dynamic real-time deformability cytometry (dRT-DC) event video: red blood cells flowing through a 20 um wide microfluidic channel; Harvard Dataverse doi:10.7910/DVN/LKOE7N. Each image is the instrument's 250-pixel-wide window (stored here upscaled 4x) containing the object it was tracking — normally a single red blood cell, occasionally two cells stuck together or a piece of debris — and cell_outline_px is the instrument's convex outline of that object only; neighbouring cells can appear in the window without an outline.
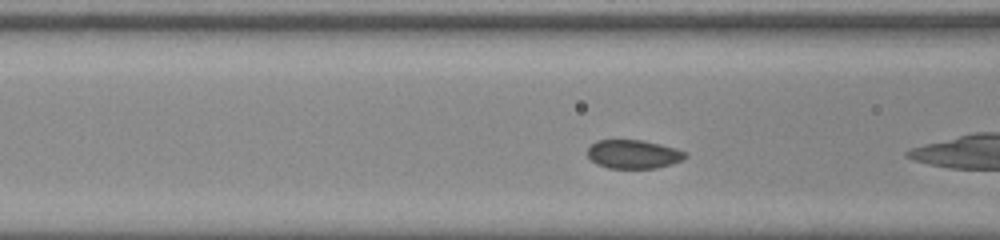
{"species": "common noctule bat (a hibernating species)", "species_latin": "Nyctalus noctula", "temperature_condition": "room temperature", "stored_images_in_passage": 31, "camera_frame_rate_fps": 3000, "um_per_image_px": 0.085, "animal": {"sex": "male", "body_mass_g": 20.0, "forearm_length_mm": 53.3}, "frame": {"image": 1, "passage_image": 5, "time_ms": 1.333, "image_size_px": [1000, 240], "cell_outline_px": [[688, 156], [672, 164], [656, 168], [608, 168], [596, 164], [588, 156], [588, 148], [596, 140], [644, 140], [676, 148], [688, 152]], "centroid_in_image_um": [53.86, 13.1], "position_along_channel_um": 112.7, "area_um2": 16.42}}
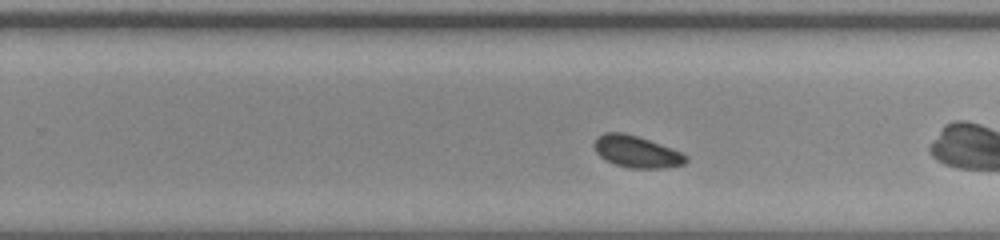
{"frame": {"image": 2, "passage_image": 18, "time_ms": 5.667, "image_size_px": [1000, 240], "cell_outline_px": [[688, 160], [684, 164], [668, 168], [628, 168], [604, 160], [596, 152], [592, 144], [604, 132], [624, 132], [660, 144], [680, 152], [688, 156]], "centroid_in_image_um": [54.1, 12.91], "position_along_channel_um": 275.7, "area_um2": 16.94}, "authors_computed_cell_mechanics": {"area_um2": 17.051, "velocity_mm_per_s": 3.7681, "shape_relaxation_time_tau1_ms": 1.0931, "shape_relaxation_time_tau2_ms": null, "deformation_change_tau1": 0.0342, "deformation_change_tau2": null}}